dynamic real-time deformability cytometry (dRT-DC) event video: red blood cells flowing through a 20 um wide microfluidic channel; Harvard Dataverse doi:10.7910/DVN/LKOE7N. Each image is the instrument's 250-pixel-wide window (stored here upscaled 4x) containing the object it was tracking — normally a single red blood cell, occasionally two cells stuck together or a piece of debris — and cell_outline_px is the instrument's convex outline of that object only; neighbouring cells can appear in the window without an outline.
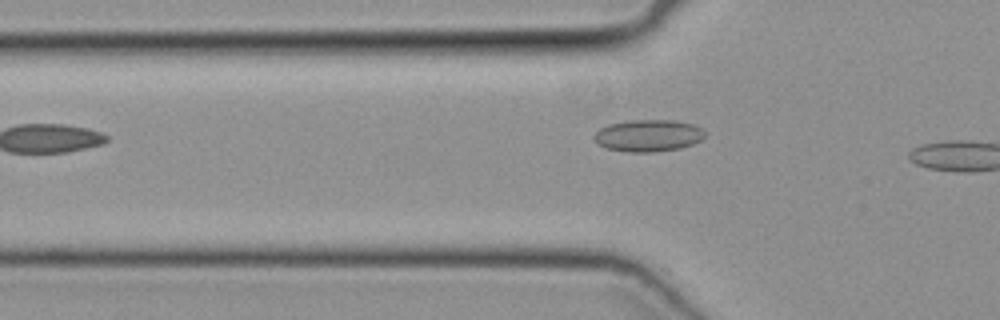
{"species": "common noctule bat (a hibernating species)", "species_latin": "Nyctalus noctula", "temperature_condition": "cold", "stored_images_in_passage": 12, "camera_frame_rate_fps": 3000, "um_per_image_px": 0.085, "animal": {"sex": "female", "body_mass_g": 19.3, "forearm_length_mm": 54.1}, "frame": {"image": 1, "passage_image": 11, "time_ms": 3.333, "image_size_px": [1000, 320], "cell_outline_px": [[704, 136], [700, 140], [692, 144], [680, 148], [652, 152], [628, 152], [608, 148], [600, 144], [592, 136], [600, 128], [608, 124], [628, 120], [672, 120], [692, 124], [700, 128], [704, 132]], "centroid_in_image_um": [55.08, 11.52], "position_along_channel_um": 70.7, "area_um2": 20.4}}